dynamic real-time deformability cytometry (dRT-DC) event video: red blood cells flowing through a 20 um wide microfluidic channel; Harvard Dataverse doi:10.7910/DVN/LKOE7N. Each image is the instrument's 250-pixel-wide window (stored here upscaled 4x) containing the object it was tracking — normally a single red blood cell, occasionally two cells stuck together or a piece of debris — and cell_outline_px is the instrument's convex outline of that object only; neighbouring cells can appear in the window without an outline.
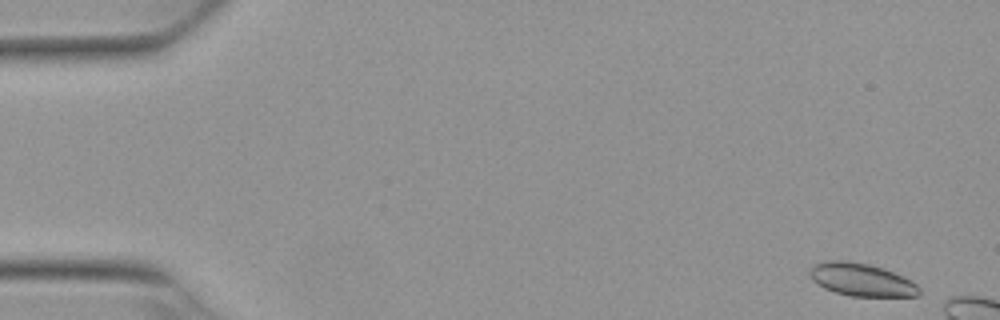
{"species": "Egyptian fruit bat (a non-hibernating species)", "species_latin": "Rousettus aegyptiacus", "temperature_condition": "warm", "stored_images_in_passage": 9, "camera_frame_rate_fps": 3000, "um_per_image_px": 0.085, "animal": {"sex": "female"}, "frame": {"image": 1, "passage_image": 2, "time_ms": 0.333, "image_size_px": [1000, 320], "cell_outline_px": [[920, 296], [852, 296], [836, 292], [824, 288], [816, 284], [812, 280], [808, 272], [812, 264], [824, 260], [848, 260], [868, 264], [884, 268], [916, 284], [920, 288]], "centroid_in_image_um": [73.15, 23.76], "position_along_channel_um": 11.8, "area_um2": 20.98}}